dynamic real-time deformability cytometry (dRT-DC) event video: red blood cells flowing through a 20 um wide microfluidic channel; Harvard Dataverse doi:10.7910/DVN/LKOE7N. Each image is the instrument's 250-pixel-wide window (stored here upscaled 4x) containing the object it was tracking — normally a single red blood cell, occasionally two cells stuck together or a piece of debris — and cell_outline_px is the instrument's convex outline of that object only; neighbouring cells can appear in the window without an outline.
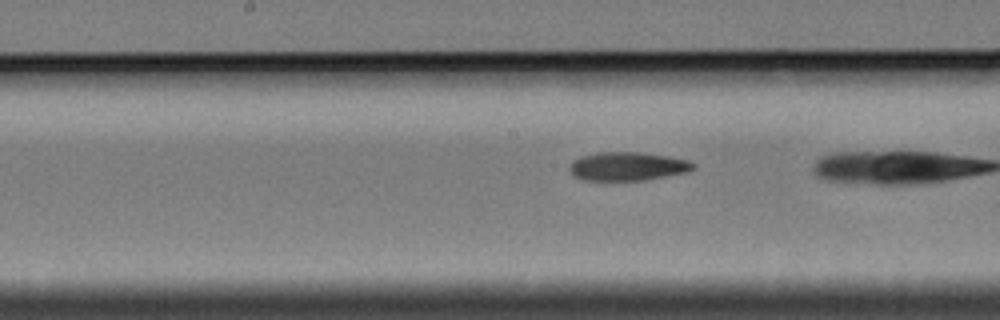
{"species": "Egyptian fruit bat (a non-hibernating species)", "species_latin": "Rousettus aegyptiacus", "temperature_condition": "cold", "stored_images_in_passage": 10, "segment_of_instrument_passage": [2, 2], "camera_frame_rate_fps": 3000, "um_per_image_px": 0.085, "animal": {"sex": "female"}, "frame": {"image": 1, "passage_image": 10, "time_ms": 12.0, "image_size_px": [1000, 320], "cell_outline_px": [[696, 168], [688, 172], [644, 180], [584, 180], [572, 176], [568, 168], [580, 156], [600, 152], [640, 152], [668, 156], [688, 160], [696, 164]], "centroid_in_image_um": [53.37, 14.14], "position_along_channel_um": 194.8, "area_um2": 20.63}}